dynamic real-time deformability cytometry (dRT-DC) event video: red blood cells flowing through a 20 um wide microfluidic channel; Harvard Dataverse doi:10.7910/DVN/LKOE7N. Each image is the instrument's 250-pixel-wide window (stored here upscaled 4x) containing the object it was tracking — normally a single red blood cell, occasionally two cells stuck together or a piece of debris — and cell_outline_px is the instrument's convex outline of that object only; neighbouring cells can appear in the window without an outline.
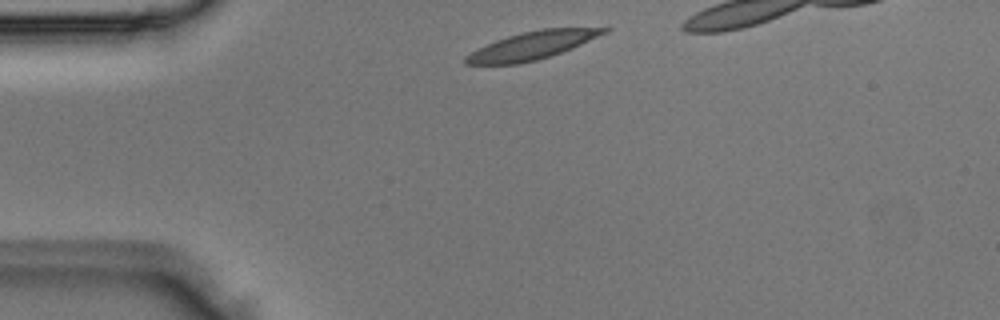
{"species": "Egyptian fruit bat (a non-hibernating species)", "species_latin": "Rousettus aegyptiacus", "temperature_condition": "room temperature", "stored_images_in_passage": 3, "camera_frame_rate_fps": 3000, "um_per_image_px": 0.085, "animal": {"sex": "male"}, "frame": {"image": 1, "passage_image": 1, "time_ms": 0.0, "image_size_px": [1000, 320], "cell_outline_px": [[612, 28], [608, 32], [572, 48], [536, 60], [520, 64], [464, 64], [464, 56], [496, 40], [508, 36], [524, 32], [544, 28]], "centroid_in_image_um": [45.23, 3.87], "position_along_channel_um": 39.8, "area_um2": 21.96}}